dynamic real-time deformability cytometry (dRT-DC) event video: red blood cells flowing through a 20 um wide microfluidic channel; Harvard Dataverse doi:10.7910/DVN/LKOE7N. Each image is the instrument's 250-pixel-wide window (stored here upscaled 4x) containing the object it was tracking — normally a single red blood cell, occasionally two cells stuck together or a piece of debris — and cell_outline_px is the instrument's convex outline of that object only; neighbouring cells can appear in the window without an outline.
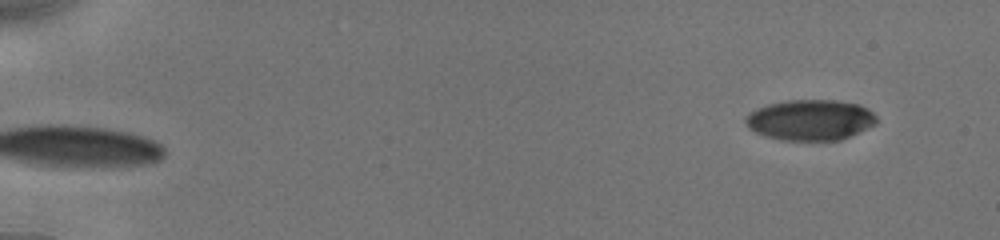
{"species": "human", "species_latin": "Homo sapiens", "temperature_condition": "cold", "stored_images_in_passage": 3, "camera_frame_rate_fps": 3000, "um_per_image_px": 0.085, "donor": {"sex": "male"}, "frame": {"image": 1, "passage_image": 3, "time_ms": 1.667, "image_size_px": [1000, 240], "cell_outline_px": [[876, 124], [840, 140], [780, 140], [764, 136], [748, 128], [744, 120], [744, 116], [748, 112], [768, 104], [788, 100], [836, 100], [860, 104], [868, 108], [876, 116]], "centroid_in_image_um": [68.85, 10.19], "position_along_channel_um": 16.2, "area_um2": 31.21}}